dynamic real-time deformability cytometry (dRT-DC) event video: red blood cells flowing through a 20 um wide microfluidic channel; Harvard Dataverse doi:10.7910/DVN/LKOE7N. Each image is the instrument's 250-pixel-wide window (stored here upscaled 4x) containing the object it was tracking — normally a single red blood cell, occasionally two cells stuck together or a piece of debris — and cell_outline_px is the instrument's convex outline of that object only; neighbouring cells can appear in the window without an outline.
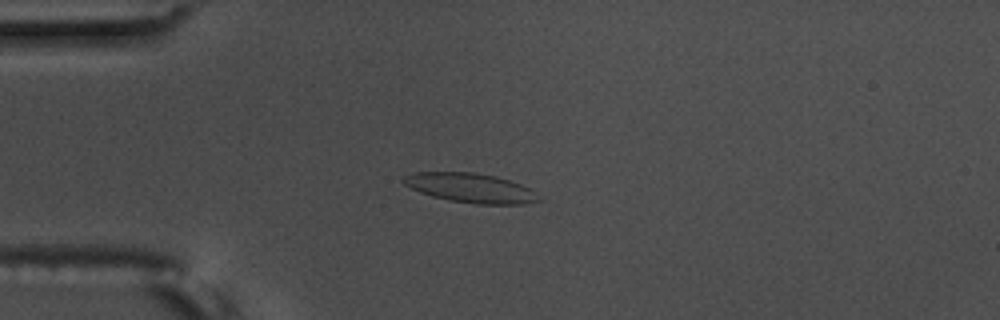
{"species": "common noctule bat (a hibernating species)", "species_latin": "Nyctalus noctula", "temperature_condition": "warm", "stored_images_in_passage": 57, "camera_frame_rate_fps": 3000, "um_per_image_px": 0.085, "animal": {"sex": "male", "body_mass_g": 17.5, "forearm_length_mm": 52.3}, "frame": {"image": 1, "passage_image": 15, "time_ms": 4.667, "image_size_px": [1000, 320], "cell_outline_px": [[544, 200], [524, 204], [476, 204], [448, 200], [432, 196], [420, 192], [404, 184], [400, 180], [404, 176], [416, 172], [472, 172], [496, 176], [520, 184], [528, 188]], "centroid_in_image_um": [39.99, 15.98], "position_along_channel_um": 45.0, "area_um2": 23.12}}
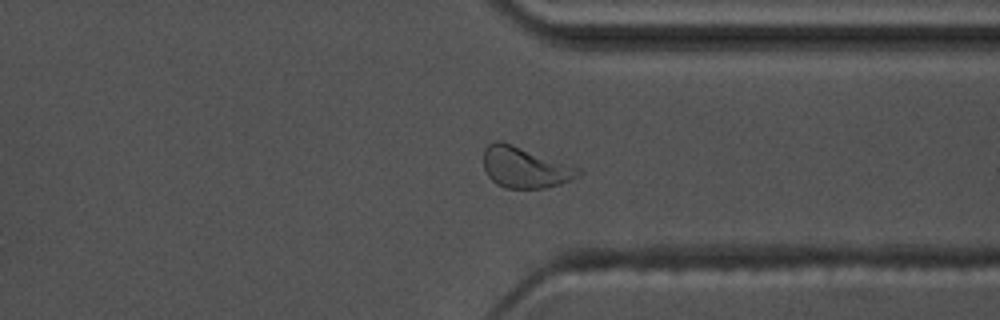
{"frame": {"image": 2, "passage_image": 44, "time_ms": 14.333, "image_size_px": [1000, 320], "cell_outline_px": [[584, 172], [572, 180], [560, 184], [544, 188], [504, 188], [496, 184], [488, 176], [484, 168], [484, 148], [488, 144], [496, 140], [500, 140], [512, 144], [580, 168]], "centroid_in_image_um": [44.61, 14.23], "position_along_channel_um": 366.8, "area_um2": 22.66}}
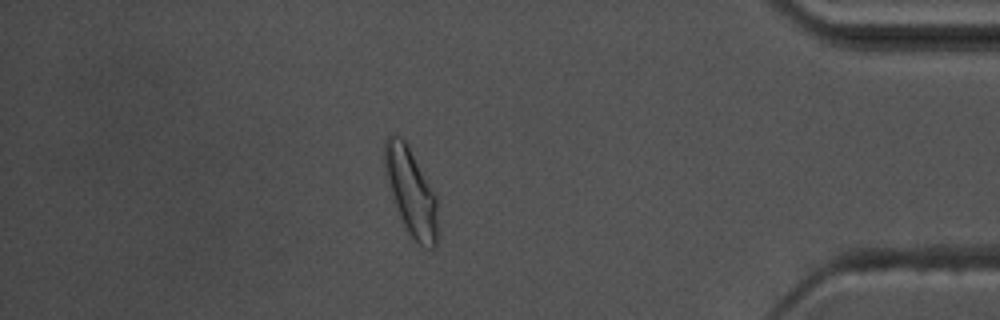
{"frame": {"image": 3, "passage_image": 50, "time_ms": 16.333, "image_size_px": [1000, 320], "cell_outline_px": [[436, 248], [428, 248], [420, 244], [408, 232], [400, 216], [384, 168], [384, 140], [388, 136], [400, 136], [408, 144], [436, 196]], "centroid_in_image_um": [34.93, 16.26], "position_along_channel_um": 400.3, "area_um2": 26.07}, "authors_computed_cell_mechanics": {"area_um2": 22.4842, "velocity_mm_per_s": 3.547, "shape_relaxation_time_tau1_ms": 5.2979, "shape_relaxation_time_tau2_ms": 1.7746, "deformation_change_tau1": 0.1359, "deformation_change_tau2": 0.0675}}